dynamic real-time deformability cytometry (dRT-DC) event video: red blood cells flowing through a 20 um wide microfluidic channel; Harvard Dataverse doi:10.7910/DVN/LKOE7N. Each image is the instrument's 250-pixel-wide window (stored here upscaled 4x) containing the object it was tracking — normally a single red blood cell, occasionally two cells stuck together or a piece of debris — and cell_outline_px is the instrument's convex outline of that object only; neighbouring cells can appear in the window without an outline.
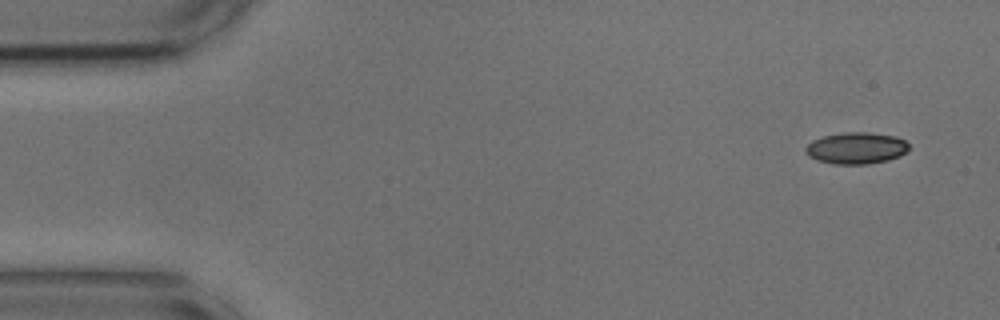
{"species": "common noctule bat (a hibernating species)", "species_latin": "Nyctalus noctula", "temperature_condition": "cold", "stored_images_in_passage": 52, "camera_frame_rate_fps": 3000, "um_per_image_px": 0.085, "animal": {"sex": "male", "body_mass_g": 17.9, "forearm_length_mm": 54.2}, "frame": {"image": 1, "passage_image": 1, "time_ms": 0.0, "image_size_px": [1000, 320], "cell_outline_px": [[908, 152], [900, 156], [888, 160], [868, 164], [832, 164], [816, 160], [808, 156], [804, 152], [804, 148], [812, 140], [824, 136], [844, 132], [868, 132], [896, 136], [904, 140], [908, 144]], "centroid_in_image_um": [72.77, 12.59], "position_along_channel_um": 12.2, "area_um2": 19.25}}
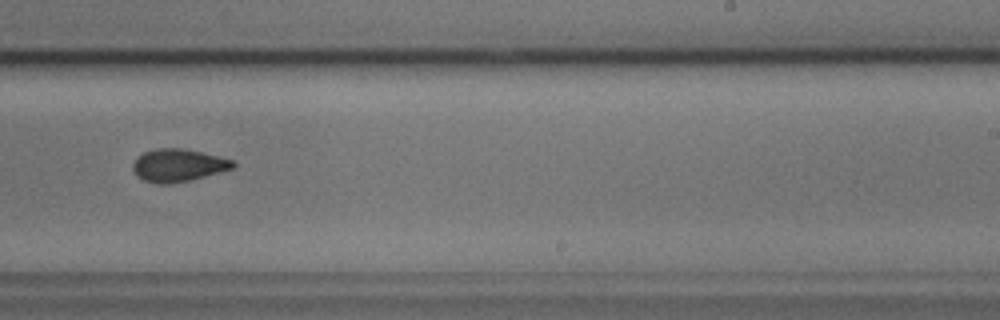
{"frame": {"image": 2, "passage_image": 31, "time_ms": 10.0, "image_size_px": [1000, 320], "cell_outline_px": [[236, 164], [232, 168], [188, 180], [168, 184], [156, 184], [144, 180], [136, 176], [132, 168], [132, 164], [136, 156], [144, 152], [156, 148], [184, 148], [232, 160]], "centroid_in_image_um": [15.05, 14.04], "position_along_channel_um": 273.9, "area_um2": 18.84}}
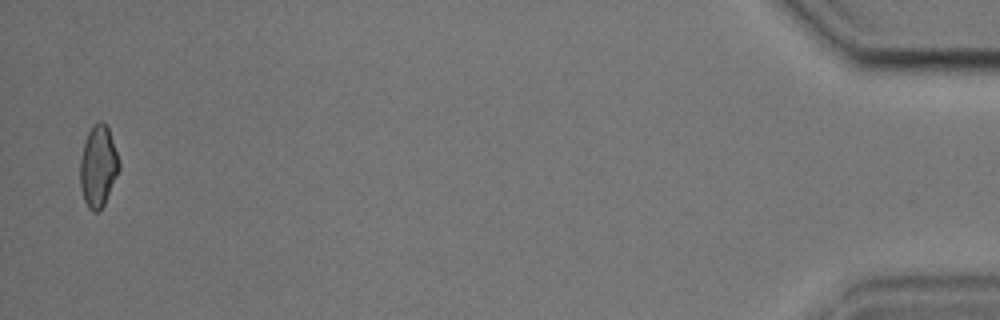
{"frame": {"image": 3, "passage_image": 51, "time_ms": 16.667, "image_size_px": [1000, 320], "cell_outline_px": [[120, 168], [104, 204], [96, 212], [92, 212], [88, 208], [84, 200], [80, 188], [80, 160], [84, 144], [88, 132], [92, 124], [100, 120], [104, 120], [108, 128], [120, 164]], "centroid_in_image_um": [8.33, 14.12], "position_along_channel_um": 426.9, "area_um2": 18.38}, "authors_computed_cell_mechanics": {"area_um2": 18.9873, "velocity_mm_per_s": 3.6652, "shape_relaxation_time_tau1_ms": 5.2904, "shape_relaxation_time_tau2_ms": 2.0626, "deformation_change_tau1": 0.1246, "deformation_change_tau2": 0.0654}}